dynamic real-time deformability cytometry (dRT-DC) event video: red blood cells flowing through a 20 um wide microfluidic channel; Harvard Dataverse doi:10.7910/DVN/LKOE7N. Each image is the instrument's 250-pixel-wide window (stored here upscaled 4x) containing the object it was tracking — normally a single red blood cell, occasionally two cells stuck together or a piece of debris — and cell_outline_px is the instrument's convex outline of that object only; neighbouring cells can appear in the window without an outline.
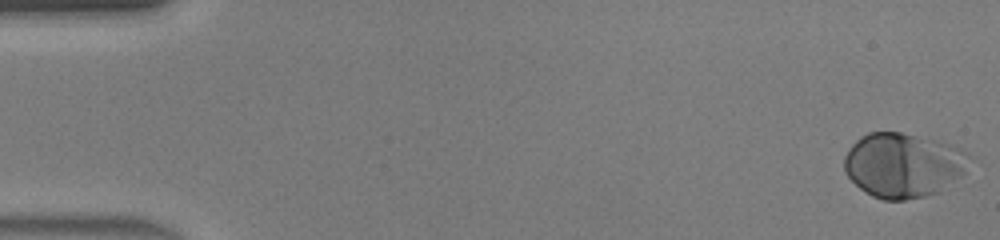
{"species": "human", "species_latin": "Homo sapiens", "temperature_condition": "warm", "stored_images_in_passage": 47, "camera_frame_rate_fps": 3000, "um_per_image_px": 0.085, "donor": {"sex": "male"}, "frame": {"image": 1, "passage_image": 1, "time_ms": 0.0, "image_size_px": [1000, 240], "cell_outline_px": [[976, 156], [964, 172], [960, 176], [940, 192], [924, 196], [904, 200], [884, 200], [872, 196], [860, 188], [848, 176], [844, 168], [844, 156], [848, 148], [860, 136], [868, 132], [900, 132], [960, 148]], "centroid_in_image_um": [76.79, 14.04], "position_along_channel_um": 8.2, "area_um2": 47.11}}
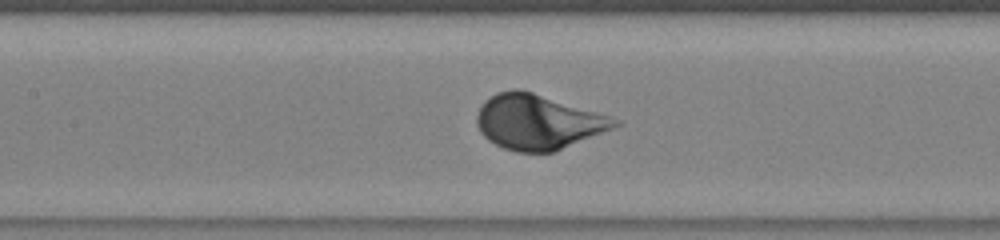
{"frame": {"image": 2, "passage_image": 22, "time_ms": 7.0, "image_size_px": [1000, 240], "cell_outline_px": [[620, 124], [612, 128], [552, 152], [516, 152], [504, 148], [488, 140], [480, 132], [476, 124], [476, 116], [484, 100], [496, 92], [512, 88], [516, 88], [532, 92], [608, 116], [620, 120]], "centroid_in_image_um": [45.64, 10.36], "position_along_channel_um": 161.8, "area_um2": 43.47}}
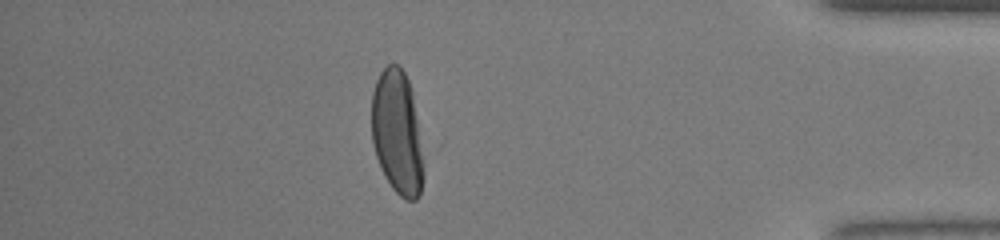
{"frame": {"image": 3, "passage_image": 41, "time_ms": 13.333, "image_size_px": [1000, 240], "cell_outline_px": [[424, 176], [420, 196], [416, 200], [404, 200], [392, 188], [384, 176], [380, 168], [372, 144], [372, 92], [376, 80], [380, 72], [388, 64], [400, 64], [408, 80], [412, 92], [424, 172]], "centroid_in_image_um": [33.74, 11.3], "position_along_channel_um": 401.5, "area_um2": 37.51}, "authors_computed_cell_mechanics": {"area_um2": 43.35, "velocity_mm_per_s": 4.4026, "shape_relaxation_time_tau1_ms": 1.7487, "shape_relaxation_time_tau2_ms": null, "deformation_change_tau1": 0.1481, "deformation_change_tau2": null}}